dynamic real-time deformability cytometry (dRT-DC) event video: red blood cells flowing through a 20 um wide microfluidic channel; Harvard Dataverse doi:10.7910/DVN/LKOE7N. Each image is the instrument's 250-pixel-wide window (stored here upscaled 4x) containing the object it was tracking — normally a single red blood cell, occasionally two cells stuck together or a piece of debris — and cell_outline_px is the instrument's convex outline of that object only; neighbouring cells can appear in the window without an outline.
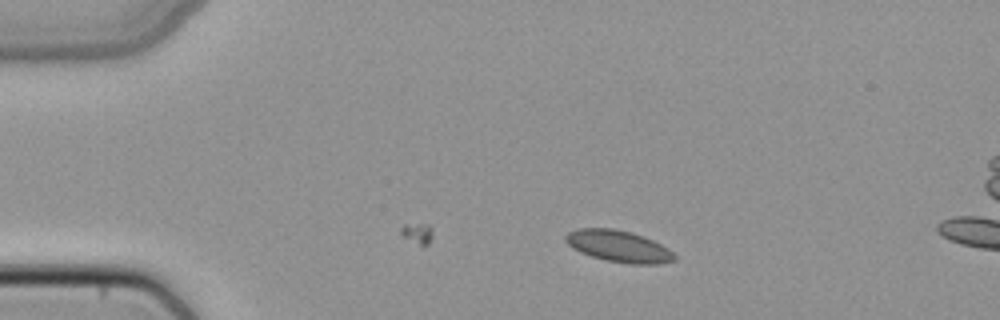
{"species": "common noctule bat (a hibernating species)", "species_latin": "Nyctalus noctula", "temperature_condition": "cold", "stored_images_in_passage": 35, "camera_frame_rate_fps": 3000, "um_per_image_px": 0.085, "animal": {"sex": "female", "body_mass_g": 22.7, "forearm_length_mm": 54.2}, "frame": {"image": 1, "passage_image": 1, "time_ms": 0.0, "image_size_px": [1000, 320], "cell_outline_px": [[676, 260], [656, 264], [632, 264], [604, 260], [580, 252], [572, 248], [564, 240], [564, 236], [568, 232], [580, 228], [612, 228], [632, 232], [644, 236], [668, 248], [676, 256]], "centroid_in_image_um": [52.57, 20.92], "position_along_channel_um": 32.4, "area_um2": 20.11}}
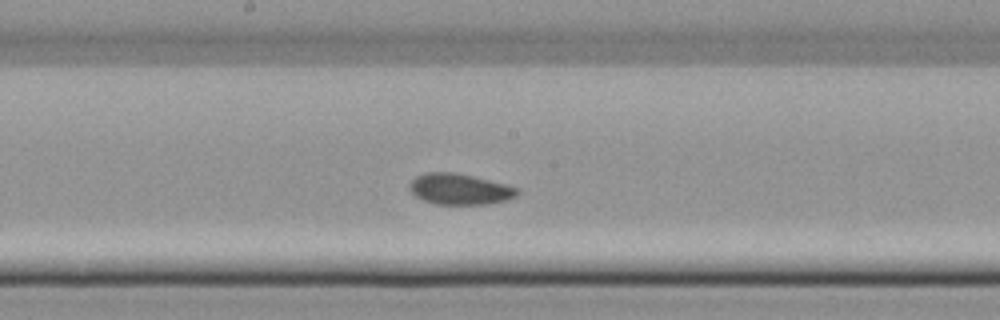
{"frame": {"image": 2, "passage_image": 18, "time_ms": 5.667, "image_size_px": [1000, 320], "cell_outline_px": [[520, 192], [516, 196], [508, 200], [488, 204], [436, 204], [424, 200], [416, 196], [408, 188], [408, 184], [416, 176], [424, 172], [456, 172], [520, 188]], "centroid_in_image_um": [39.07, 16.07], "position_along_channel_um": 209.1, "area_um2": 19.48}}
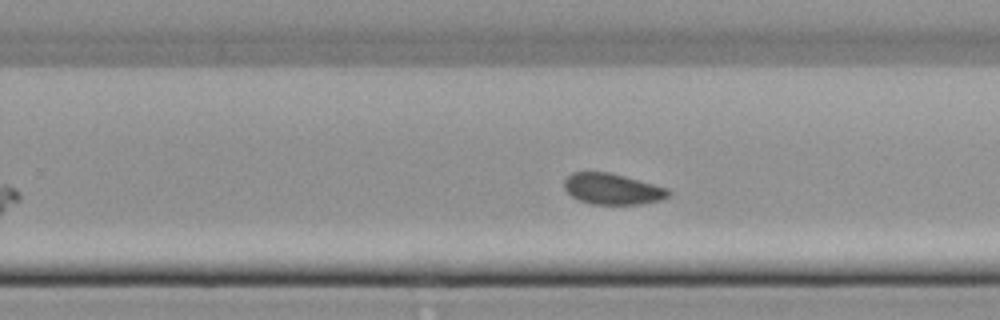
{"frame": {"image": 3, "passage_image": 23, "time_ms": 7.333, "image_size_px": [1000, 320], "cell_outline_px": [[672, 192], [668, 196], [660, 200], [640, 204], [592, 204], [580, 200], [572, 196], [564, 188], [564, 180], [572, 172], [608, 172], [624, 176], [668, 188]], "centroid_in_image_um": [52.06, 16.06], "position_along_channel_um": 277.7, "area_um2": 18.67}}